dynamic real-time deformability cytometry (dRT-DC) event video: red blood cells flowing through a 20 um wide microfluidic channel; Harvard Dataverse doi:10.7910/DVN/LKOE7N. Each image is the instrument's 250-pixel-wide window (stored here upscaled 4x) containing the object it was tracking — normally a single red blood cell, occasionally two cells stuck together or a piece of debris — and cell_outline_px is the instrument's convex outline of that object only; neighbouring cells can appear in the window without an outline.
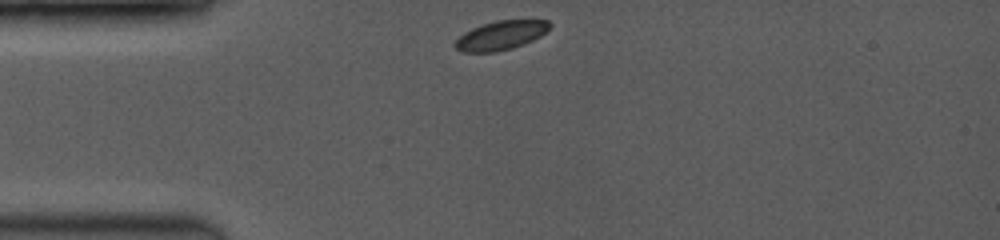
{"species": "common noctule bat (a hibernating species)", "species_latin": "Nyctalus noctula", "temperature_condition": "room temperature", "stored_images_in_passage": 29, "camera_frame_rate_fps": 3500, "um_per_image_px": 0.085, "animal": {"sex": "female", "body_mass_g": 19.0, "forearm_length_mm": 53.3}, "frame": {"image": 1, "passage_image": 1, "time_ms": 0.0, "image_size_px": [1000, 240], "cell_outline_px": [[552, 24], [540, 36], [524, 44], [512, 48], [492, 52], [464, 52], [456, 48], [452, 44], [464, 32], [472, 28], [496, 20], [548, 20]], "centroid_in_image_um": [42.55, 3.0], "position_along_channel_um": 42.4, "area_um2": 15.84}}
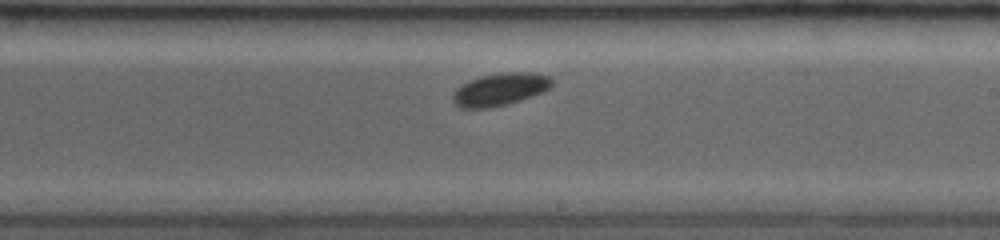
{"frame": {"image": 2, "passage_image": 17, "time_ms": 5.714, "image_size_px": [1000, 240], "cell_outline_px": [[552, 84], [544, 92], [508, 104], [492, 108], [460, 108], [452, 100], [452, 92], [460, 84], [468, 80], [480, 76], [500, 72], [528, 72], [548, 76], [552, 80]], "centroid_in_image_um": [42.45, 7.6], "position_along_channel_um": 246.6, "area_um2": 19.02}}
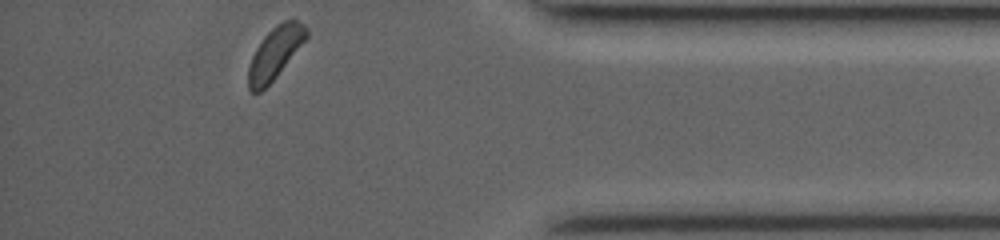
{"frame": {"image": 3, "passage_image": 29, "time_ms": 10.286, "image_size_px": [1000, 240], "cell_outline_px": [[308, 36], [276, 76], [260, 92], [252, 92], [248, 88], [248, 68], [252, 56], [256, 48], [264, 36], [276, 24], [284, 20], [296, 20], [304, 24], [308, 28]], "centroid_in_image_um": [23.37, 4.48], "position_along_channel_um": 411.8, "area_um2": 17.22}, "authors_computed_cell_mechanics": {"area_um2": 17.8024, "velocity_mm_per_s": 3.9932, "shape_relaxation_time_tau1_ms": 0.3315, "shape_relaxation_time_tau2_ms": null, "deformation_change_tau1": 0.0414, "deformation_change_tau2": null}}